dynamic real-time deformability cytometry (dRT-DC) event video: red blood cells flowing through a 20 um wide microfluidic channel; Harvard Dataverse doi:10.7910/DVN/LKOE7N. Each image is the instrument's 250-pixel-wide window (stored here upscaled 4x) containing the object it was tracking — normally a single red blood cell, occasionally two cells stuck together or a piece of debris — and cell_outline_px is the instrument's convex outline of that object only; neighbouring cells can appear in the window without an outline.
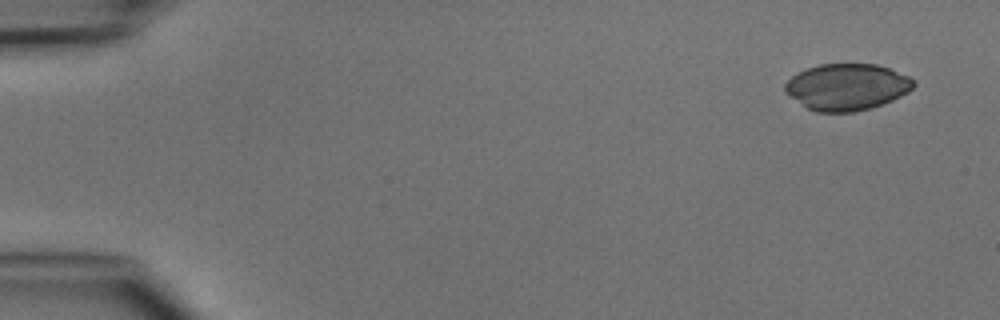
{"species": "common noctule bat (a hibernating species)", "species_latin": "Nyctalus noctula", "temperature_condition": "cold", "stored_images_in_passage": 5, "camera_frame_rate_fps": 3000, "um_per_image_px": 0.085, "animal": {"sex": "male", "body_mass_g": 15.6}, "frame": {"image": 1, "passage_image": 1, "time_ms": 0.0, "image_size_px": [1000, 320], "cell_outline_px": [[916, 84], [908, 92], [892, 100], [872, 108], [852, 112], [816, 112], [808, 108], [784, 92], [784, 84], [792, 76], [808, 68], [820, 64], [876, 64], [888, 68], [908, 76]], "centroid_in_image_um": [71.98, 7.39], "position_along_channel_um": 13.0, "area_um2": 34.62}}